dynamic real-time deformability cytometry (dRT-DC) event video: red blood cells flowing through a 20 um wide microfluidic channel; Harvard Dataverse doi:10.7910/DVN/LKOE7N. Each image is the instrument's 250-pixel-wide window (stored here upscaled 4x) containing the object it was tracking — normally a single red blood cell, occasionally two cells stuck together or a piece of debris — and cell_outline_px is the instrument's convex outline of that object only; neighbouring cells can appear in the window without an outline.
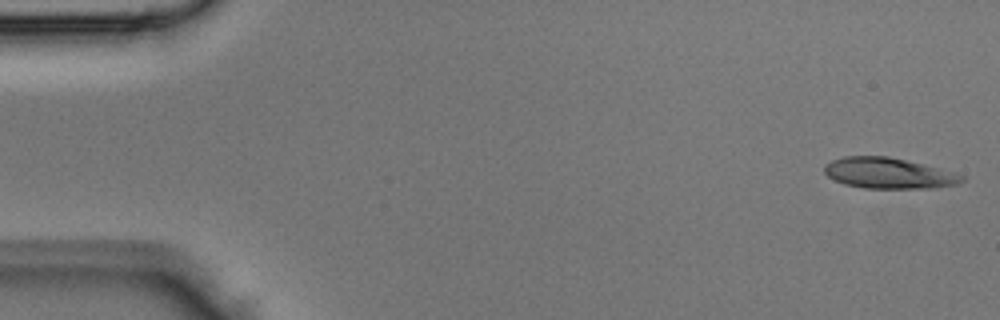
{"species": "Egyptian fruit bat (a non-hibernating species)", "species_latin": "Rousettus aegyptiacus", "temperature_condition": "room temperature", "stored_images_in_passage": 3, "camera_frame_rate_fps": 3000, "um_per_image_px": 0.085, "animal": {"sex": "male"}, "frame": {"image": 1, "passage_image": 1, "time_ms": 0.0, "image_size_px": [1000, 320], "cell_outline_px": [[964, 180], [956, 184], [932, 188], [864, 188], [844, 184], [828, 176], [824, 172], [824, 164], [832, 160], [844, 156], [888, 156], [924, 164], [952, 172], [964, 176]], "centroid_in_image_um": [75.49, 14.71], "position_along_channel_um": 9.5, "area_um2": 24.51}}